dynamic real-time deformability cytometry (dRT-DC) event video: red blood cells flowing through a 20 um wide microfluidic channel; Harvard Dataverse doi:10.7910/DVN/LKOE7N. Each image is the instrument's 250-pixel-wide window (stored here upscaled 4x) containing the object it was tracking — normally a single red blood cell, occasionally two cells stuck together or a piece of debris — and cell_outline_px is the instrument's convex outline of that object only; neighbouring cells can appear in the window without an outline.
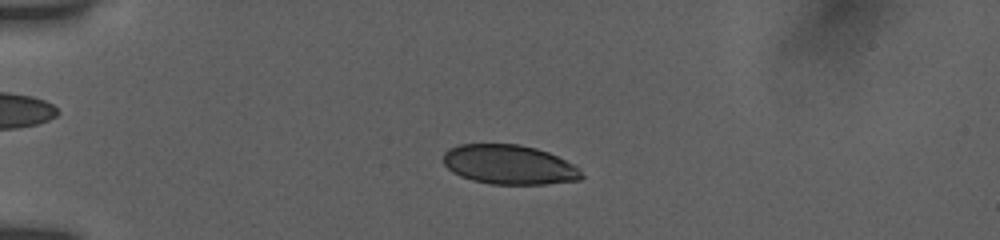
{"species": "human", "species_latin": "Homo sapiens", "temperature_condition": "room temperature", "stored_images_in_passage": 54, "camera_frame_rate_fps": 3000, "um_per_image_px": 0.085, "donor": {"sex": "female"}, "frame": {"image": 1, "passage_image": 14, "time_ms": 4.333, "image_size_px": [1000, 240], "cell_outline_px": [[584, 176], [580, 180], [544, 184], [488, 184], [472, 180], [460, 176], [452, 172], [444, 164], [444, 152], [448, 148], [460, 144], [520, 144], [536, 148], [548, 152], [580, 168]], "centroid_in_image_um": [43.27, 14.0], "position_along_channel_um": 41.7, "area_um2": 31.91}}
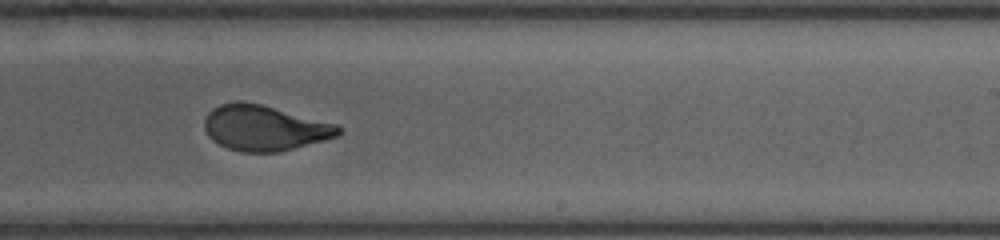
{"frame": {"image": 2, "passage_image": 35, "time_ms": 11.333, "image_size_px": [1000, 240], "cell_outline_px": [[344, 132], [336, 136], [324, 140], [280, 152], [244, 152], [228, 148], [212, 140], [208, 136], [204, 128], [204, 120], [208, 112], [212, 108], [220, 104], [236, 100], [240, 100], [260, 104], [340, 124], [344, 128]], "centroid_in_image_um": [22.51, 10.86], "position_along_channel_um": 266.5, "area_um2": 35.84}}
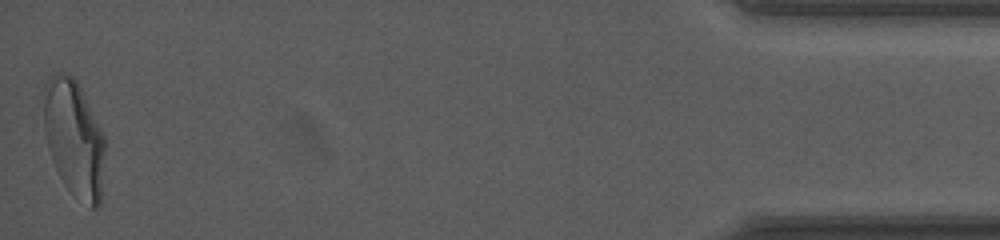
{"frame": {"image": 3, "passage_image": 54, "time_ms": 17.667, "image_size_px": [1000, 240], "cell_outline_px": [[104, 156], [100, 204], [96, 208], [92, 208], [68, 188], [64, 184], [52, 160], [48, 148], [44, 132], [44, 84], [48, 76], [56, 72], [68, 72], [76, 80], [104, 136]], "centroid_in_image_um": [6.27, 11.7], "position_along_channel_um": 428.9, "area_um2": 41.21}, "authors_computed_cell_mechanics": {"area_um2": 35.6048, "velocity_mm_per_s": 3.8352, "shape_relaxation_time_tau1_ms": 5.4554, "shape_relaxation_time_tau2_ms": null, "deformation_change_tau1": 0.1837, "deformation_change_tau2": null}}